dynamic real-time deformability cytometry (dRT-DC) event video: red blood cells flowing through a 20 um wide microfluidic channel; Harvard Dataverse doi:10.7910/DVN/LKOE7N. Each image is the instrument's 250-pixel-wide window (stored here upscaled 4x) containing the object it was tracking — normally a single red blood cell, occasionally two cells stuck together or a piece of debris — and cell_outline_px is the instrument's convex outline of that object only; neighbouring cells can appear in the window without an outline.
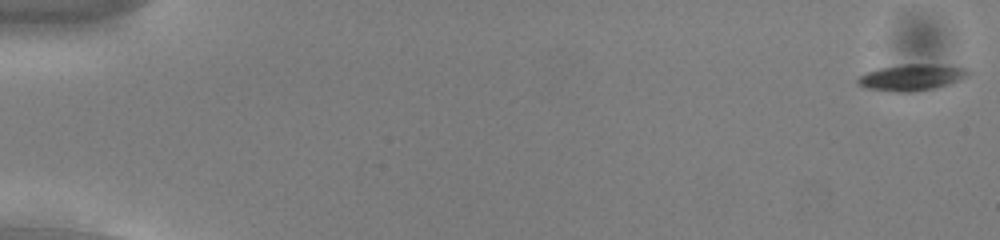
{"species": "common noctule bat (a hibernating species)", "species_latin": "Nyctalus noctula", "temperature_condition": "cold", "stored_images_in_passage": 55, "camera_frame_rate_fps": 3000, "um_per_image_px": 0.085, "animal": {"sex": "male", "body_mass_g": 13.0, "forearm_length_mm": 53.1}, "frame": {"image": 1, "passage_image": 1, "time_ms": 0.0, "image_size_px": [1000, 240], "cell_outline_px": [[972, 76], [964, 80], [952, 84], [936, 88], [916, 92], [892, 92], [864, 88], [856, 84], [856, 80], [860, 76], [868, 72], [880, 68], [900, 64], [940, 64], [968, 68], [972, 72]], "centroid_in_image_um": [77.59, 6.59], "position_along_channel_um": 7.4, "area_um2": 17.69}}
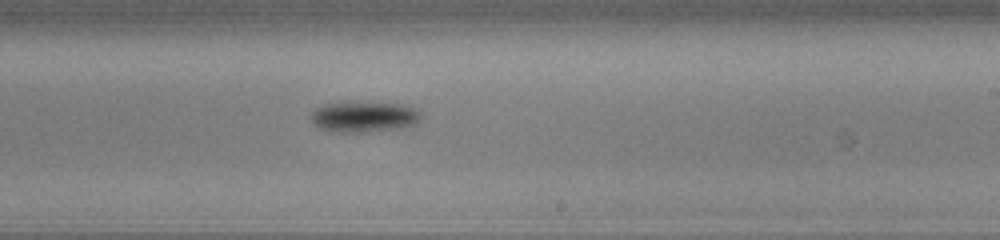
{"frame": {"image": 2, "passage_image": 34, "time_ms": 11.0, "image_size_px": [1000, 240], "cell_outline_px": [[420, 120], [416, 124], [404, 128], [364, 132], [336, 132], [320, 128], [312, 124], [308, 116], [320, 104], [348, 100], [400, 104], [416, 108], [420, 112]], "centroid_in_image_um": [30.89, 9.9], "position_along_channel_um": 258.1, "area_um2": 20.58}}
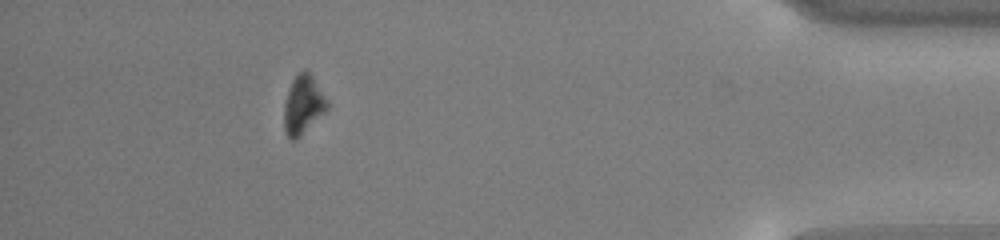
{"frame": {"image": 3, "passage_image": 50, "time_ms": 16.333, "image_size_px": [1000, 240], "cell_outline_px": [[328, 108], [296, 140], [292, 140], [288, 136], [284, 128], [284, 104], [292, 80], [300, 72], [308, 72], [312, 76], [328, 104]], "centroid_in_image_um": [25.74, 8.94], "position_along_channel_um": 409.5, "area_um2": 14.1}, "authors_computed_cell_mechanics": {"area_um2": 18.207, "velocity_mm_per_s": 3.7819, "shape_relaxation_time_tau1_ms": 1.6338, "shape_relaxation_time_tau2_ms": null, "deformation_change_tau1": 0.1268, "deformation_change_tau2": null}}